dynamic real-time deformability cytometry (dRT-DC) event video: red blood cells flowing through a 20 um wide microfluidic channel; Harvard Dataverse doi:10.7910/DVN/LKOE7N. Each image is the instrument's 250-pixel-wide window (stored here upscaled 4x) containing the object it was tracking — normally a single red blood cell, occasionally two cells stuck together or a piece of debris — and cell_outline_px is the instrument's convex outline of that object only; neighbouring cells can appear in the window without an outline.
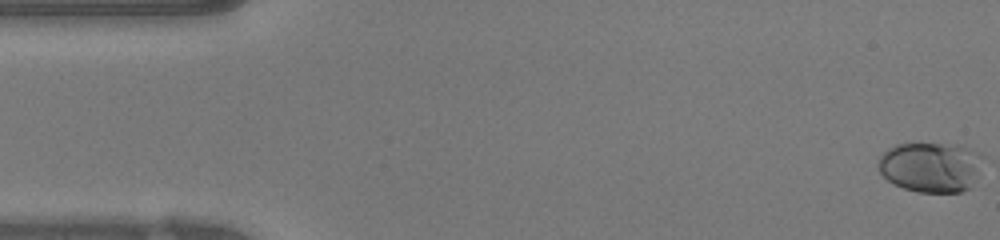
{"species": "human", "species_latin": "Homo sapiens", "temperature_condition": "warm", "stored_images_in_passage": 48, "camera_frame_rate_fps": 3000, "um_per_image_px": 0.085, "donor": {"sex": "female"}, "frame": {"image": 1, "passage_image": 1, "time_ms": 0.0, "image_size_px": [1000, 240], "cell_outline_px": [[980, 156], [968, 188], [960, 192], [920, 192], [904, 188], [888, 180], [880, 172], [880, 156], [888, 148], [896, 144], [956, 144], [980, 152]], "centroid_in_image_um": [79.03, 14.18], "position_along_channel_um": 6.0, "area_um2": 29.48}}
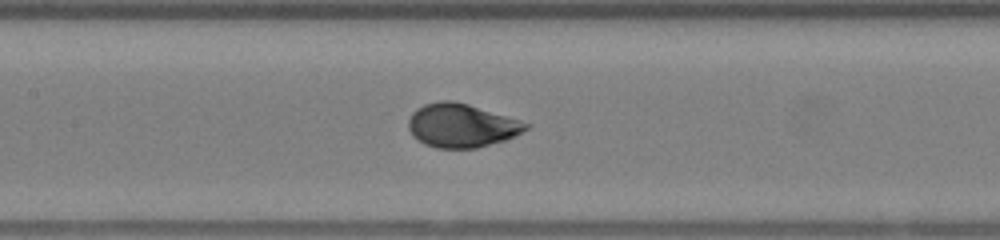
{"frame": {"image": 2, "passage_image": 22, "time_ms": 7.0, "image_size_px": [1000, 240], "cell_outline_px": [[532, 124], [528, 128], [516, 136], [504, 140], [476, 148], [436, 148], [424, 144], [416, 140], [412, 136], [408, 128], [408, 120], [412, 112], [416, 108], [424, 104], [440, 100], [452, 100], [468, 104], [520, 120]], "centroid_in_image_um": [39.2, 10.67], "position_along_channel_um": 168.2, "area_um2": 30.06}}
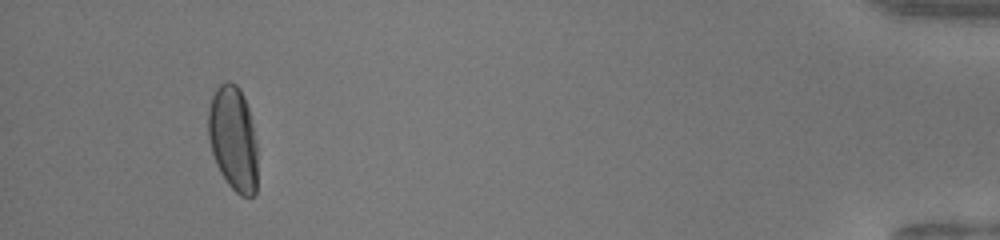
{"frame": {"image": 3, "passage_image": 45, "time_ms": 14.667, "image_size_px": [1000, 240], "cell_outline_px": [[256, 192], [252, 196], [240, 196], [228, 184], [220, 172], [216, 164], [208, 140], [208, 108], [212, 96], [216, 88], [220, 84], [228, 80], [236, 84], [240, 88], [244, 96], [248, 108], [256, 140]], "centroid_in_image_um": [19.8, 11.75], "position_along_channel_um": 415.4, "area_um2": 30.17}, "authors_computed_cell_mechanics": {"area_um2": 29.6225, "velocity_mm_per_s": 4.2495, "shape_relaxation_time_tau1_ms": 3.8987, "shape_relaxation_time_tau2_ms": null, "deformation_change_tau1": 0.1984, "deformation_change_tau2": null}}